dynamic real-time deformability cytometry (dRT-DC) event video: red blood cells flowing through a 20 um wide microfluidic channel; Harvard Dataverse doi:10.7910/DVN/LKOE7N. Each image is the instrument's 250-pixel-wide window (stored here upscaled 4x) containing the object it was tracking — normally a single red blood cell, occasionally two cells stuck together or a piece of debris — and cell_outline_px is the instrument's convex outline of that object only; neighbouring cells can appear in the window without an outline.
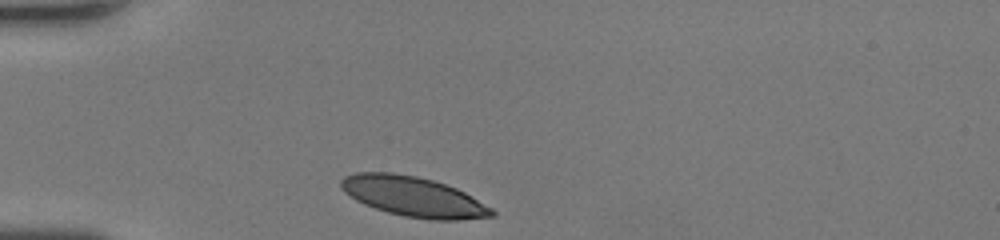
{"species": "human", "species_latin": "Homo sapiens", "temperature_condition": "room temperature", "stored_images_in_passage": 27, "camera_frame_rate_fps": 3000, "um_per_image_px": 0.085, "donor": {"sex": "female"}, "frame": {"image": 1, "passage_image": 1, "time_ms": 0.0, "image_size_px": [1000, 240], "cell_outline_px": [[496, 216], [460, 220], [432, 220], [404, 216], [388, 212], [364, 204], [356, 200], [344, 192], [340, 188], [340, 180], [344, 176], [356, 172], [392, 172], [416, 176], [432, 180], [456, 188], [464, 192], [492, 208], [496, 212]], "centroid_in_image_um": [35.13, 16.71], "position_along_channel_um": 49.9, "area_um2": 35.14}}
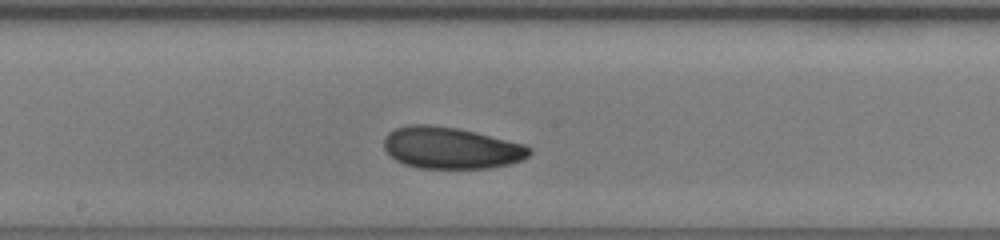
{"frame": {"image": 2, "passage_image": 14, "time_ms": 4.333, "image_size_px": [1000, 240], "cell_outline_px": [[532, 152], [524, 160], [508, 164], [488, 168], [420, 168], [404, 164], [396, 160], [384, 148], [384, 136], [388, 132], [396, 128], [408, 124], [428, 124], [456, 128], [524, 144], [532, 148]], "centroid_in_image_um": [38.32, 12.57], "position_along_channel_um": 209.9, "area_um2": 35.2}}
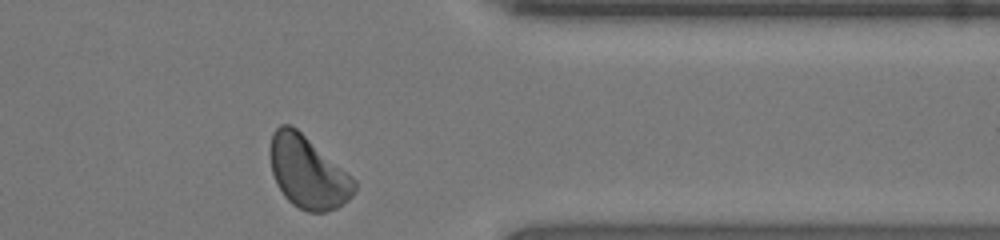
{"frame": {"image": 3, "passage_image": 27, "time_ms": 8.667, "image_size_px": [1000, 240], "cell_outline_px": [[356, 192], [348, 200], [336, 208], [324, 212], [308, 212], [292, 204], [284, 196], [276, 184], [272, 172], [268, 152], [272, 132], [280, 124], [288, 124], [296, 128], [352, 176], [356, 180]], "centroid_in_image_um": [26.14, 14.64], "position_along_channel_um": 385.3, "area_um2": 35.55}, "authors_computed_cell_mechanics": {"area_um2": 34.7378, "velocity_mm_per_s": 4.233, "shape_relaxation_time_tau1_ms": 4.6701, "shape_relaxation_time_tau2_ms": 2.1311, "deformation_change_tau1": 0.1223, "deformation_change_tau2": 0.0708}}